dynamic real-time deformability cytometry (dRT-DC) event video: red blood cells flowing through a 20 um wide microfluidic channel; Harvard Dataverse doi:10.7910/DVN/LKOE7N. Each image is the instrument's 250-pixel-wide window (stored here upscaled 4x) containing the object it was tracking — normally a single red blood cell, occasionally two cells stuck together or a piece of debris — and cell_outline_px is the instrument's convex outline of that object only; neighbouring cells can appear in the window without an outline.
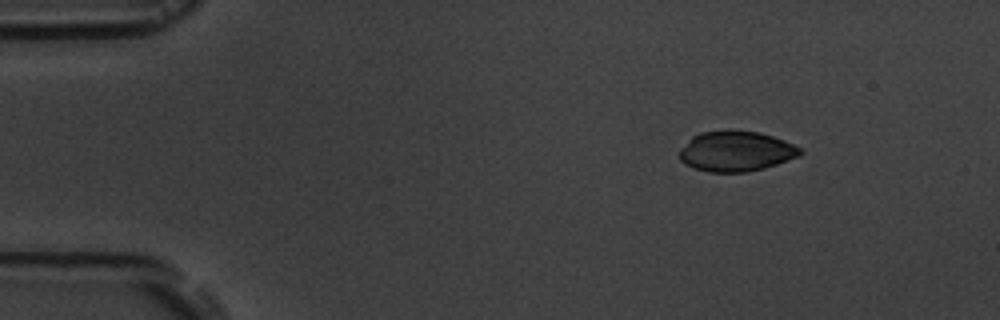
{"species": "common noctule bat (a hibernating species)", "species_latin": "Nyctalus noctula", "temperature_condition": "room temperature", "stored_images_in_passage": 5, "camera_frame_rate_fps": 3000, "um_per_image_px": 0.085, "animal": {"sex": "male", "body_mass_g": 19.5, "forearm_length_mm": 54.6}, "frame": {"image": 1, "passage_image": 2, "time_ms": 1.0, "image_size_px": [1000, 320], "cell_outline_px": [[804, 152], [800, 156], [764, 168], [744, 172], [708, 172], [684, 164], [680, 160], [680, 148], [692, 136], [700, 132], [728, 128], [760, 132], [784, 140], [800, 148]], "centroid_in_image_um": [62.54, 12.83], "position_along_channel_um": 22.5, "area_um2": 28.73}}